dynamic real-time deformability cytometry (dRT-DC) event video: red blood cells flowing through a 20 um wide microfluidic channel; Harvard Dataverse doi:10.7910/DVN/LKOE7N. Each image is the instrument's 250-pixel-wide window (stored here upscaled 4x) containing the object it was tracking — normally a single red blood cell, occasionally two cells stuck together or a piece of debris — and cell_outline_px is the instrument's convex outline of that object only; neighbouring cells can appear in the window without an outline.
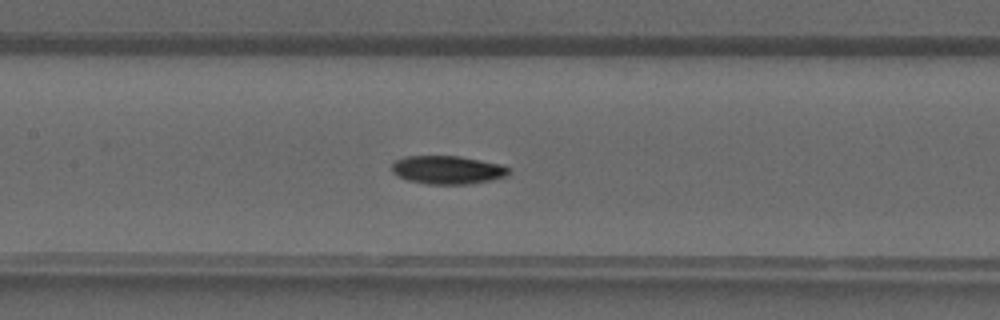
{"species": "common noctule bat (a hibernating species)", "species_latin": "Nyctalus noctula", "temperature_condition": "warm", "stored_images_in_passage": 39, "camera_frame_rate_fps": 3000, "um_per_image_px": 0.085, "animal": {"sex": "male", "forearm_length_mm": 52.5}, "frame": {"image": 1, "passage_image": 18, "time_ms": 5.667, "image_size_px": [1000, 320], "cell_outline_px": [[512, 168], [504, 176], [472, 184], [428, 184], [408, 180], [396, 176], [392, 172], [392, 164], [396, 160], [404, 156], [460, 156], [500, 164]], "centroid_in_image_um": [38.0, 14.43], "position_along_channel_um": 169.4, "area_um2": 19.25}}
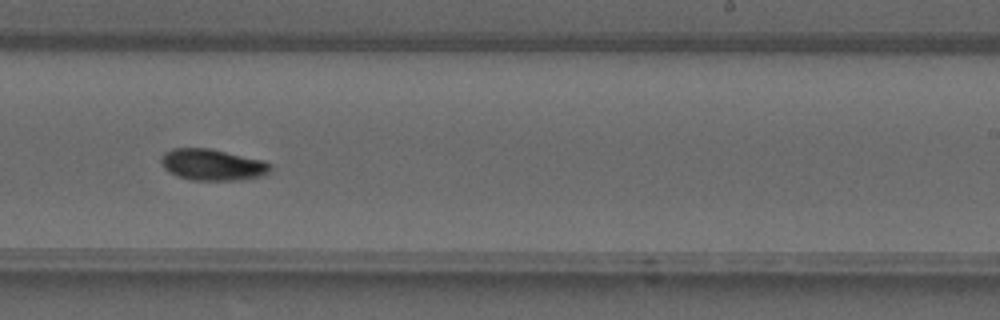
{"frame": {"image": 2, "passage_image": 24, "time_ms": 7.667, "image_size_px": [1000, 320], "cell_outline_px": [[272, 168], [264, 176], [240, 180], [192, 180], [176, 176], [168, 172], [164, 168], [160, 160], [160, 156], [164, 152], [172, 148], [212, 148], [264, 160], [272, 164]], "centroid_in_image_um": [18.06, 13.99], "position_along_channel_um": 270.9, "area_um2": 20.4}}
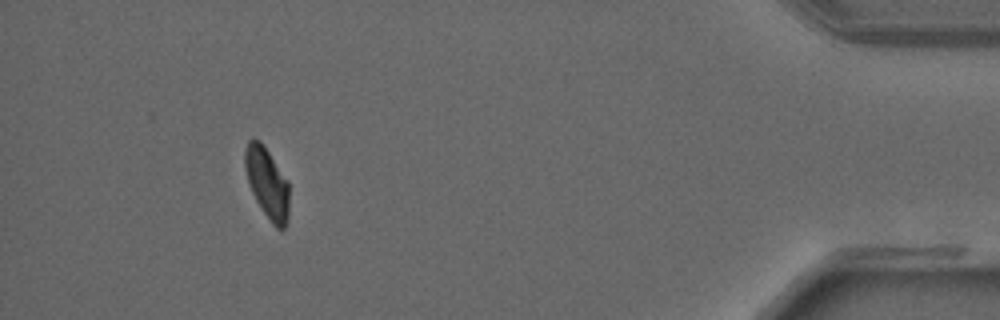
{"frame": {"image": 3, "passage_image": 36, "time_ms": 11.667, "image_size_px": [1000, 320], "cell_outline_px": [[288, 216], [284, 228], [276, 228], [272, 224], [256, 200], [252, 192], [244, 168], [244, 148], [248, 140], [252, 136], [260, 140], [288, 180]], "centroid_in_image_um": [22.68, 15.49], "position_along_channel_um": 412.5, "area_um2": 18.21}}